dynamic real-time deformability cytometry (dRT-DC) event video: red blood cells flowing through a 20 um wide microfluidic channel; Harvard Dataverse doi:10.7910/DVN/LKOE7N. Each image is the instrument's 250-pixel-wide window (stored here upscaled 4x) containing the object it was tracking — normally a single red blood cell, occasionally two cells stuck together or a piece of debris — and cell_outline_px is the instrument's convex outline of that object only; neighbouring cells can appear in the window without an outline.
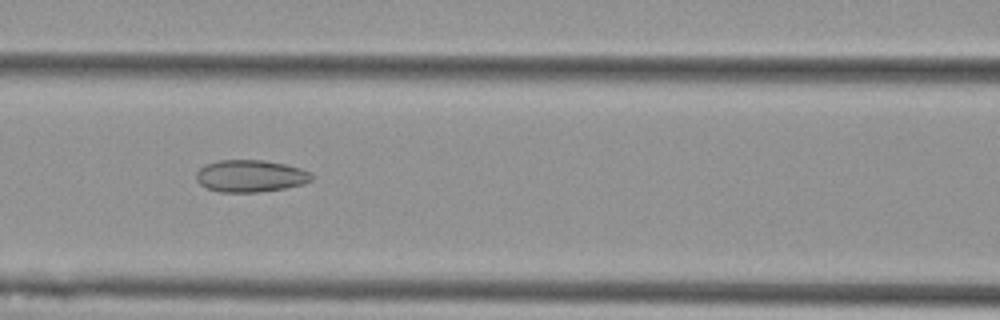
{"species": "Egyptian fruit bat (a non-hibernating species)", "species_latin": "Rousettus aegyptiacus", "temperature_condition": "cold", "stored_images_in_passage": 53, "camera_frame_rate_fps": 3000, "um_per_image_px": 0.085, "animal": {"sex": "female"}, "frame": {"image": 1, "passage_image": 24, "time_ms": 7.667, "image_size_px": [1000, 320], "cell_outline_px": [[312, 180], [304, 184], [284, 188], [260, 192], [220, 192], [208, 188], [200, 184], [196, 180], [196, 172], [204, 164], [220, 160], [264, 160], [284, 164], [300, 168], [312, 172]], "centroid_in_image_um": [21.29, 14.95], "position_along_channel_um": 145.3, "area_um2": 21.68}}
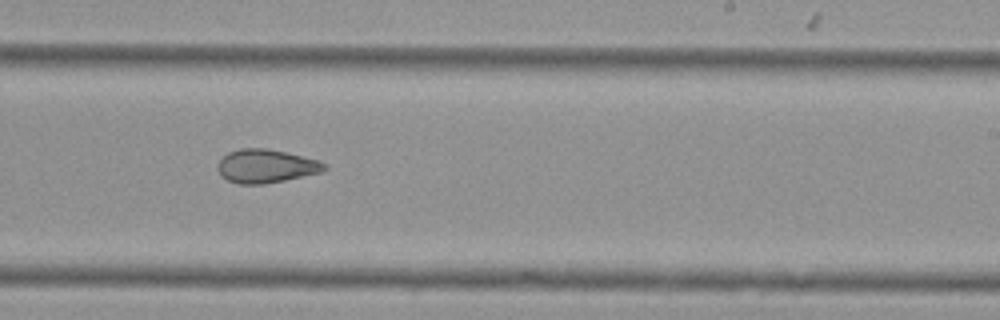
{"frame": {"image": 2, "passage_image": 34, "time_ms": 11.0, "image_size_px": [1000, 320], "cell_outline_px": [[328, 168], [320, 172], [284, 180], [264, 184], [240, 184], [228, 180], [220, 176], [216, 168], [220, 160], [228, 152], [240, 148], [268, 148], [320, 160], [328, 164]], "centroid_in_image_um": [22.6, 14.11], "position_along_channel_um": 266.4, "area_um2": 20.92}}
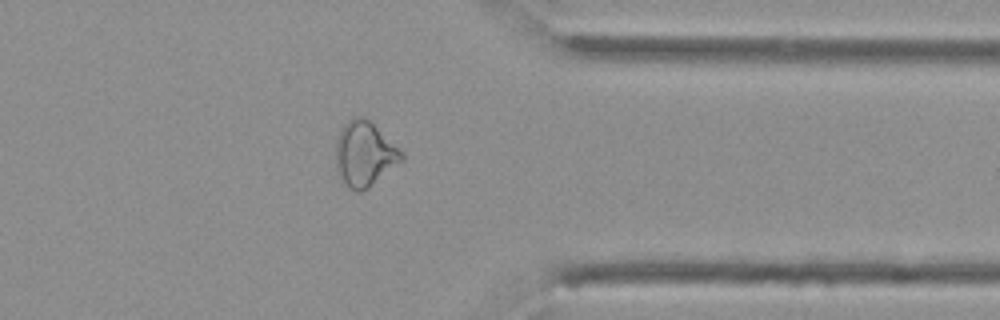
{"frame": {"image": 3, "passage_image": 44, "time_ms": 14.333, "image_size_px": [1000, 320], "cell_outline_px": [[404, 160], [368, 188], [360, 192], [356, 192], [348, 188], [340, 176], [336, 164], [336, 140], [344, 124], [352, 116], [364, 116], [400, 148], [404, 152]], "centroid_in_image_um": [31.0, 13.08], "position_along_channel_um": 380.4, "area_um2": 24.91}, "authors_computed_cell_mechanics": {"area_um2": 24.9118, "velocity_mm_per_s": 3.6533, "shape_relaxation_time_tau1_ms": null, "shape_relaxation_time_tau2_ms": 3.2299, "deformation_change_tau1": null, "deformation_change_tau2": 0.0949}}